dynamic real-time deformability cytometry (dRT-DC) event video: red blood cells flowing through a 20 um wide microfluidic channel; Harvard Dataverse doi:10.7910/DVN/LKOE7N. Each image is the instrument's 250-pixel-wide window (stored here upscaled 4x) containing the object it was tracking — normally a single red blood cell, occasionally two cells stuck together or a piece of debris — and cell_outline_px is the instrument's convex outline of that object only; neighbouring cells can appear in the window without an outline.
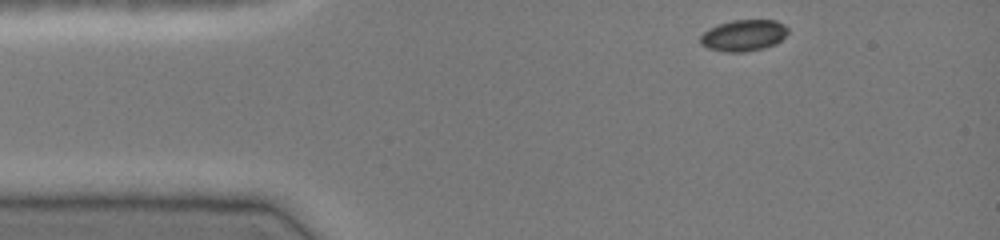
{"species": "common noctule bat (a hibernating species)", "species_latin": "Nyctalus noctula", "temperature_condition": "cold", "stored_images_in_passage": 37, "camera_frame_rate_fps": 3000, "um_per_image_px": 0.085, "animal": {"sex": "female", "body_mass_g": 19.0, "forearm_length_mm": 51.5}, "frame": {"image": 1, "passage_image": 1, "time_ms": 0.0, "image_size_px": [1000, 240], "cell_outline_px": [[788, 32], [776, 44], [764, 48], [744, 52], [724, 52], [708, 48], [700, 44], [700, 36], [708, 28], [716, 24], [732, 20], [776, 20], [784, 24], [788, 28]], "centroid_in_image_um": [63.18, 3.0], "position_along_channel_um": 21.8, "area_um2": 16.18}}
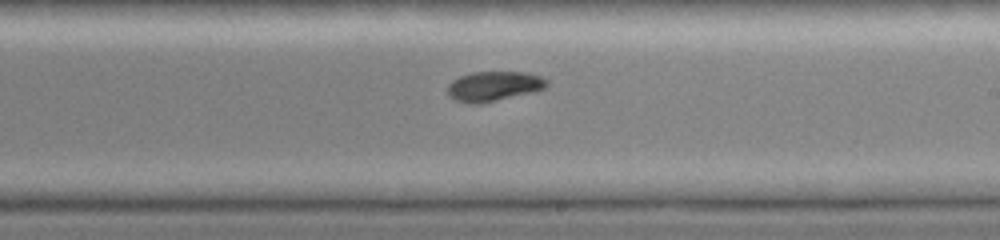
{"frame": {"image": 2, "passage_image": 22, "time_ms": 7.0, "image_size_px": [1000, 240], "cell_outline_px": [[548, 84], [544, 88], [536, 92], [480, 104], [472, 104], [456, 100], [448, 96], [448, 84], [452, 80], [460, 76], [472, 72], [524, 72], [540, 76], [548, 80]], "centroid_in_image_um": [41.98, 7.33], "position_along_channel_um": 247.0, "area_um2": 17.4}}
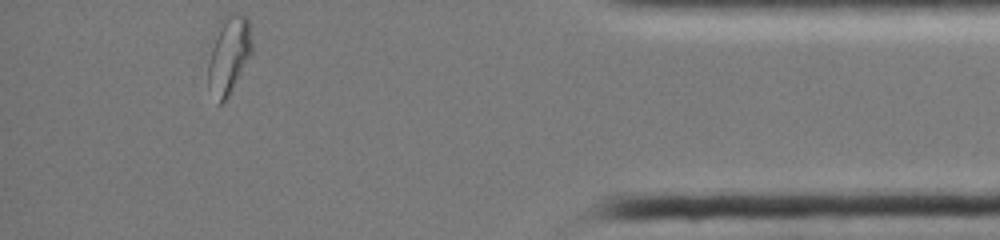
{"frame": {"image": 3, "passage_image": 37, "time_ms": 12.0, "image_size_px": [1000, 240], "cell_outline_px": [[252, 52], [240, 76], [224, 104], [220, 104], [208, 84], [208, 64], [216, 24], [228, 12], [240, 12], [248, 16], [252, 44]], "centroid_in_image_um": [19.46, 4.58], "position_along_channel_um": 415.7, "area_um2": 20.29}, "authors_computed_cell_mechanics": {"area_um2": 17.7446, "velocity_mm_per_s": 4.0657, "shape_relaxation_time_tau1_ms": 3.7777, "shape_relaxation_time_tau2_ms": 6.7667, "deformation_change_tau1": 0.1398, "deformation_change_tau2": 0.0886}}